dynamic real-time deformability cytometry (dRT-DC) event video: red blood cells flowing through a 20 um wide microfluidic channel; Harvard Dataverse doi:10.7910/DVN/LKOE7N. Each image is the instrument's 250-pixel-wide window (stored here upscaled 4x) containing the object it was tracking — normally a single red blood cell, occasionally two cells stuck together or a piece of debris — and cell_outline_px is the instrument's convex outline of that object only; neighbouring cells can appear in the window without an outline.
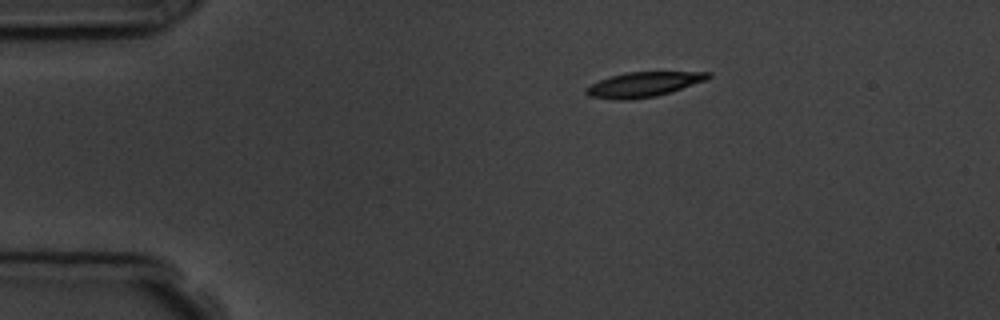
{"species": "common noctule bat (a hibernating species)", "species_latin": "Nyctalus noctula", "temperature_condition": "room temperature", "stored_images_in_passage": 7, "camera_frame_rate_fps": 3000, "um_per_image_px": 0.085, "animal": {"sex": "male", "body_mass_g": 19.5, "forearm_length_mm": 54.6}, "frame": {"image": 1, "passage_image": 1, "time_ms": 0.0, "image_size_px": [1000, 320], "cell_outline_px": [[712, 76], [704, 80], [672, 92], [656, 96], [632, 100], [616, 100], [588, 96], [584, 92], [584, 88], [600, 80], [612, 76], [628, 72], [712, 72]], "centroid_in_image_um": [54.67, 7.19], "position_along_channel_um": 30.3, "area_um2": 17.63}}
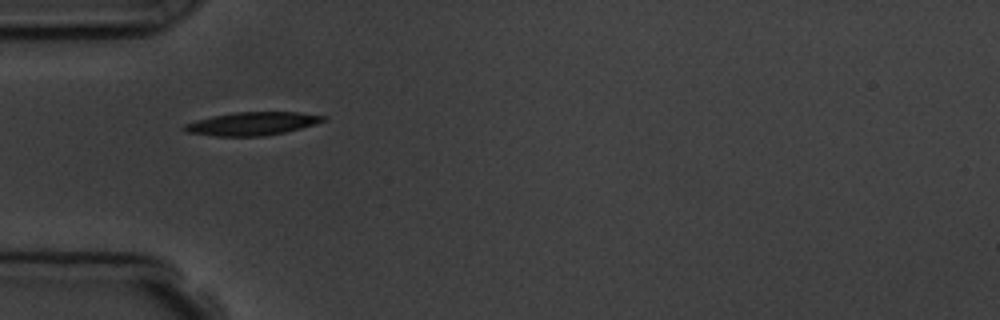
{"frame": {"image": 2, "passage_image": 3, "time_ms": 2.333, "image_size_px": [1000, 320], "cell_outline_px": [[328, 120], [316, 124], [284, 132], [264, 136], [216, 136], [188, 132], [180, 128], [184, 124], [196, 120], [212, 116], [236, 112], [300, 112], [324, 116]], "centroid_in_image_um": [21.43, 10.51], "position_along_channel_um": 63.6, "area_um2": 18.73}}